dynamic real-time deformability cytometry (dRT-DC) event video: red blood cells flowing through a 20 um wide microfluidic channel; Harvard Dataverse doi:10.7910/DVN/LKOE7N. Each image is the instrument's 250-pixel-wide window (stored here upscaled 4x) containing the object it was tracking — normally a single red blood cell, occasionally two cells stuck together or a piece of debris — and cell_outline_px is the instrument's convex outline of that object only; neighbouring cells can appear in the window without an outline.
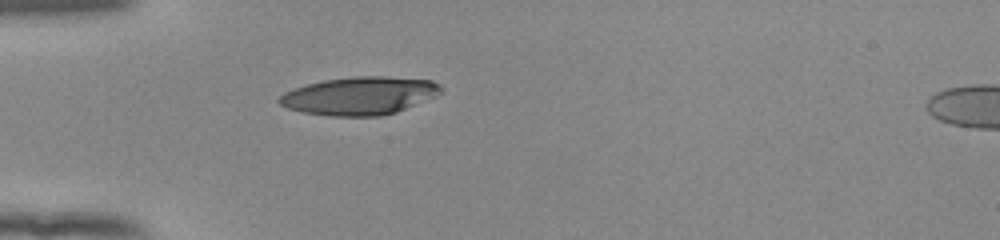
{"species": "human", "species_latin": "Homo sapiens", "temperature_condition": "room temperature", "stored_images_in_passage": 38, "camera_frame_rate_fps": 3000, "um_per_image_px": 0.085, "donor": {"sex": "female"}, "frame": {"image": 1, "passage_image": 1, "time_ms": 0.0, "image_size_px": [1000, 240], "cell_outline_px": [[440, 92], [436, 96], [396, 112], [380, 116], [332, 116], [304, 112], [288, 108], [280, 104], [276, 100], [284, 92], [308, 84], [324, 80], [356, 76], [384, 76], [432, 80], [440, 84]], "centroid_in_image_um": [30.57, 8.14], "position_along_channel_um": 54.4, "area_um2": 35.55}}
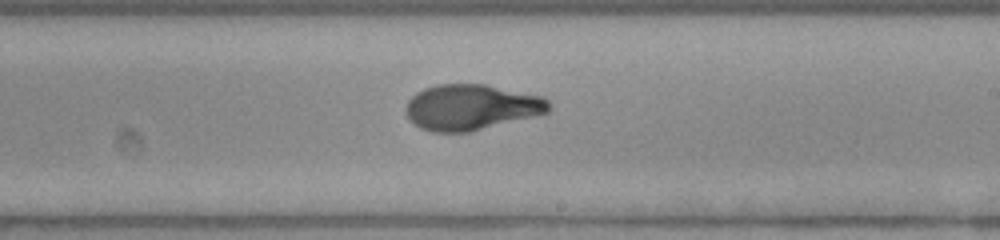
{"frame": {"image": 2, "passage_image": 17, "time_ms": 5.333, "image_size_px": [1000, 240], "cell_outline_px": [[552, 108], [548, 112], [536, 116], [472, 132], [432, 132], [420, 128], [408, 116], [404, 108], [408, 100], [416, 92], [424, 88], [436, 84], [484, 84], [544, 96], [548, 100]], "centroid_in_image_um": [40.09, 9.11], "position_along_channel_um": 248.9, "area_um2": 38.44}}
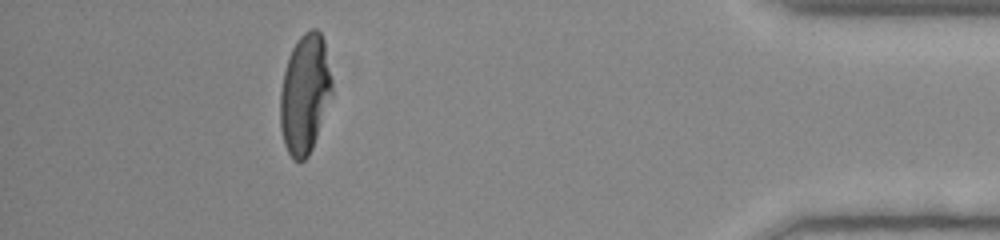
{"frame": {"image": 3, "passage_image": 33, "time_ms": 10.667, "image_size_px": [1000, 240], "cell_outline_px": [[332, 96], [312, 148], [308, 156], [304, 160], [292, 160], [284, 144], [280, 128], [280, 92], [284, 72], [288, 56], [292, 48], [300, 36], [304, 32], [312, 28], [316, 28], [320, 32], [324, 40], [332, 80]], "centroid_in_image_um": [25.91, 7.98], "position_along_channel_um": 409.3, "area_um2": 36.13}, "authors_computed_cell_mechanics": {"area_um2": 37.281, "velocity_mm_per_s": 3.8757, "shape_relaxation_time_tau1_ms": 7.8502, "shape_relaxation_time_tau2_ms": 0.8187, "deformation_change_tau1": 0.3042, "deformation_change_tau2": 0.0595}}